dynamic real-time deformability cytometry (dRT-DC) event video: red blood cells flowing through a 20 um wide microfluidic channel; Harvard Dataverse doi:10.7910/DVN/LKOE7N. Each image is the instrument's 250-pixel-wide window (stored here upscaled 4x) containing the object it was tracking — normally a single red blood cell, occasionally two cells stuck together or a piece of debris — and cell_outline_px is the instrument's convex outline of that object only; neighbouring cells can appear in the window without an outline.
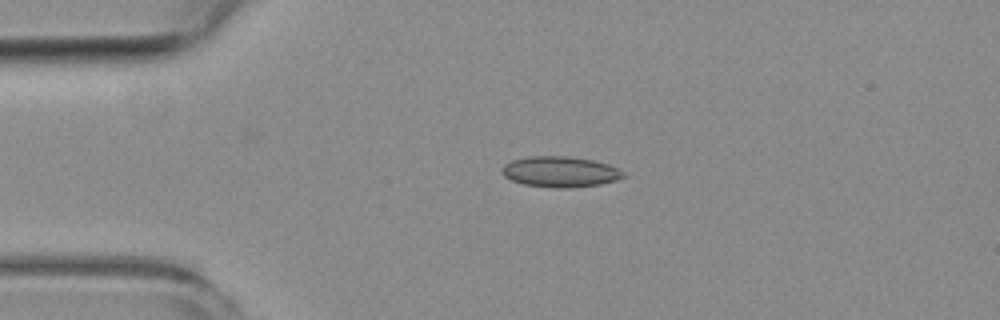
{"species": "common noctule bat (a hibernating species)", "species_latin": "Nyctalus noctula", "temperature_condition": "room temperature", "stored_images_in_passage": 3, "camera_frame_rate_fps": 3000, "um_per_image_px": 0.085, "animal": {"sex": "female", "body_mass_g": 19.3, "forearm_length_mm": 54.1}, "frame": {"image": 1, "passage_image": 2, "time_ms": 2.0, "image_size_px": [1000, 320], "cell_outline_px": [[628, 176], [616, 180], [600, 184], [572, 188], [556, 188], [524, 184], [512, 180], [504, 176], [500, 172], [500, 168], [504, 164], [512, 160], [528, 156], [568, 156], [592, 160], [608, 164], [624, 172]], "centroid_in_image_um": [47.6, 14.6], "position_along_channel_um": 37.4, "area_um2": 21.85}}